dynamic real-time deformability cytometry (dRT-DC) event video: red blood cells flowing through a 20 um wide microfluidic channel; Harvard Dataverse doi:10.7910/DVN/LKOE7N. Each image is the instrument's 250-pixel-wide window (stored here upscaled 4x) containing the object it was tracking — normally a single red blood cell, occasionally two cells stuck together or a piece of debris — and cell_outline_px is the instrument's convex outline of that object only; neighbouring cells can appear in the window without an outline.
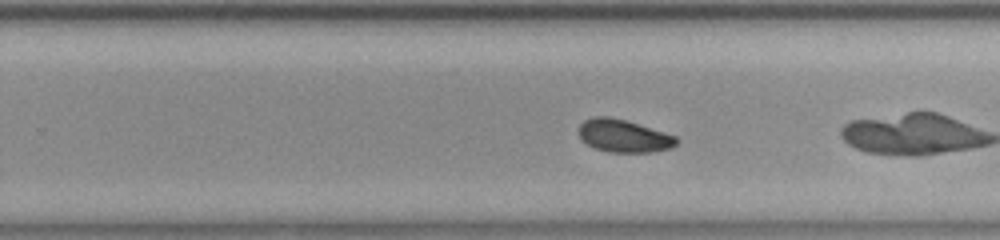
{"species": "common noctule bat (a hibernating species)", "species_latin": "Nyctalus noctula", "temperature_condition": "room temperature", "stored_images_in_passage": 48, "camera_frame_rate_fps": 3000, "um_per_image_px": 0.085, "animal": {"sex": "female", "body_mass_g": 23.0, "forearm_length_mm": 53.4}, "frame": {"image": 1, "passage_image": 27, "time_ms": 8.667, "image_size_px": [1000, 240], "cell_outline_px": [[680, 140], [672, 148], [652, 152], [608, 152], [596, 148], [580, 140], [580, 124], [584, 120], [592, 116], [608, 116], [628, 120], [676, 136]], "centroid_in_image_um": [53.03, 11.54], "position_along_channel_um": 276.8, "area_um2": 18.79}, "authors_computed_cell_mechanics": {"area_um2": 19.074, "velocity_mm_per_s": 3.8454, "shape_relaxation_time_tau1_ms": 3.2076, "shape_relaxation_time_tau2_ms": null, "deformation_change_tau1": 0.0898, "deformation_change_tau2": null}}